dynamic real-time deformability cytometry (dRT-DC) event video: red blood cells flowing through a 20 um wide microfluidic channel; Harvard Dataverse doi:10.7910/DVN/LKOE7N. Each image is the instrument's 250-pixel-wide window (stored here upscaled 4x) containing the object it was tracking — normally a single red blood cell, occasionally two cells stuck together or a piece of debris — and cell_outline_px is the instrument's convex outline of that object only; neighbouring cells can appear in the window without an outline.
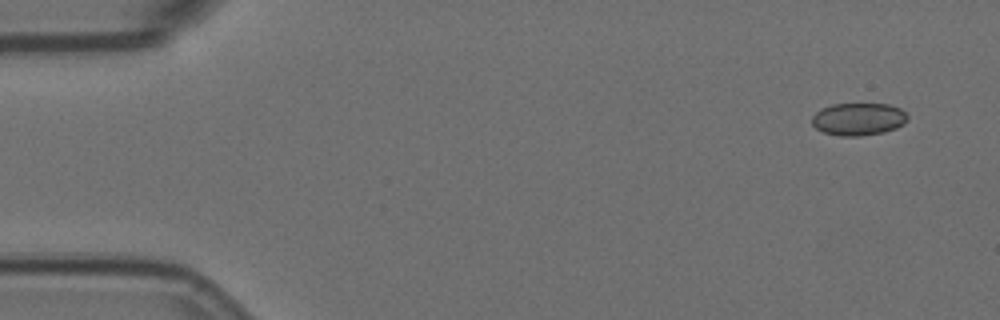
{"species": "Egyptian fruit bat (a non-hibernating species)", "species_latin": "Rousettus aegyptiacus", "temperature_condition": "room temperature", "stored_images_in_passage": 4, "camera_frame_rate_fps": 3000, "um_per_image_px": 0.085, "animal": {"sex": "female"}, "frame": {"image": 1, "passage_image": 1, "time_ms": 0.0, "image_size_px": [1000, 320], "cell_outline_px": [[908, 120], [904, 124], [896, 128], [884, 132], [860, 136], [840, 136], [824, 132], [816, 128], [812, 124], [812, 116], [820, 108], [832, 104], [888, 104], [900, 108], [908, 116]], "centroid_in_image_um": [72.96, 10.12], "position_along_channel_um": 12.0, "area_um2": 18.21}}